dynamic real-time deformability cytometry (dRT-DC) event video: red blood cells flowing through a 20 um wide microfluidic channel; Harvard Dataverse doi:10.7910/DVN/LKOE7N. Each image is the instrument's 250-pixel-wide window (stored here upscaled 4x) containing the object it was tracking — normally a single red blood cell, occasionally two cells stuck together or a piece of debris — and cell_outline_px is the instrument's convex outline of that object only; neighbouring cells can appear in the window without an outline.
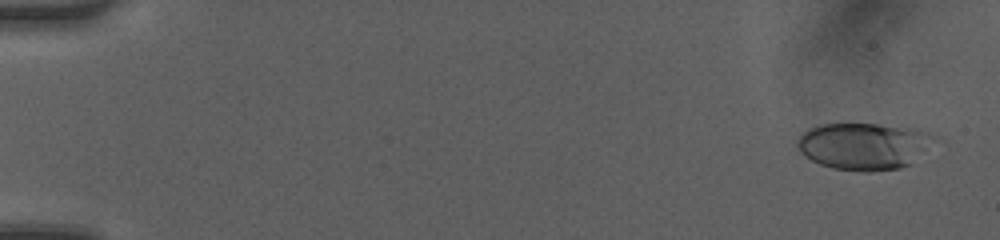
{"species": "human", "species_latin": "Homo sapiens", "temperature_condition": "room temperature", "stored_images_in_passage": 49, "camera_frame_rate_fps": 3000, "um_per_image_px": 0.085, "donor": {"sex": "female"}, "frame": {"image": 1, "passage_image": 2, "time_ms": 0.333, "image_size_px": [1000, 240], "cell_outline_px": [[936, 136], [912, 164], [900, 168], [872, 172], [860, 172], [832, 168], [820, 164], [812, 160], [800, 152], [796, 144], [796, 140], [808, 128], [820, 124], [876, 124], [920, 128]], "centroid_in_image_um": [73.41, 12.42], "position_along_channel_um": 11.6, "area_um2": 37.63}}
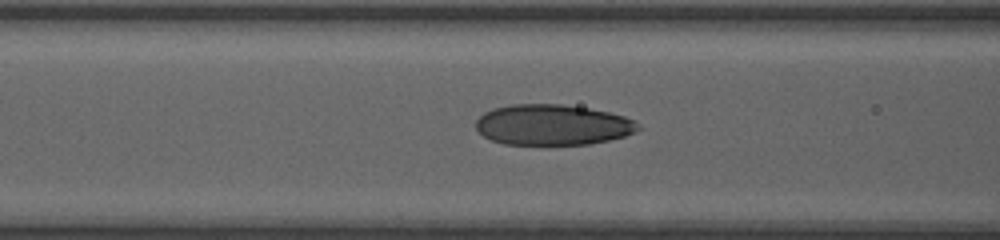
{"frame": {"image": 2, "passage_image": 21, "time_ms": 6.667, "image_size_px": [1000, 240], "cell_outline_px": [[640, 128], [636, 132], [624, 136], [608, 140], [588, 144], [504, 144], [492, 140], [484, 136], [476, 128], [476, 120], [484, 112], [492, 108], [512, 104], [560, 104], [588, 108], [608, 112], [624, 116], [636, 120]], "centroid_in_image_um": [46.97, 10.6], "position_along_channel_um": 119.6, "area_um2": 38.38}}
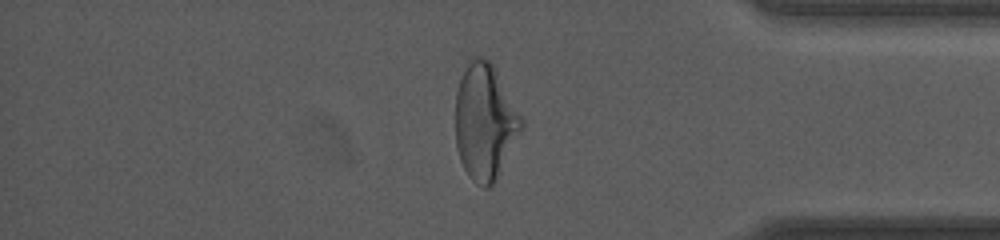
{"frame": {"image": 3, "passage_image": 42, "time_ms": 13.667, "image_size_px": [1000, 240], "cell_outline_px": [[524, 124], [496, 180], [488, 188], [484, 188], [476, 184], [468, 176], [460, 160], [456, 148], [456, 92], [464, 68], [476, 56], [484, 56], [492, 64], [524, 120]], "centroid_in_image_um": [41.21, 10.38], "position_along_channel_um": 394.0, "area_um2": 44.16}, "authors_computed_cell_mechanics": {"area_um2": 38.3792, "velocity_mm_per_s": 4.1811, "shape_relaxation_time_tau1_ms": 3.0598, "shape_relaxation_time_tau2_ms": 0.931, "deformation_change_tau1": 0.143, "deformation_change_tau2": 0.0705}}